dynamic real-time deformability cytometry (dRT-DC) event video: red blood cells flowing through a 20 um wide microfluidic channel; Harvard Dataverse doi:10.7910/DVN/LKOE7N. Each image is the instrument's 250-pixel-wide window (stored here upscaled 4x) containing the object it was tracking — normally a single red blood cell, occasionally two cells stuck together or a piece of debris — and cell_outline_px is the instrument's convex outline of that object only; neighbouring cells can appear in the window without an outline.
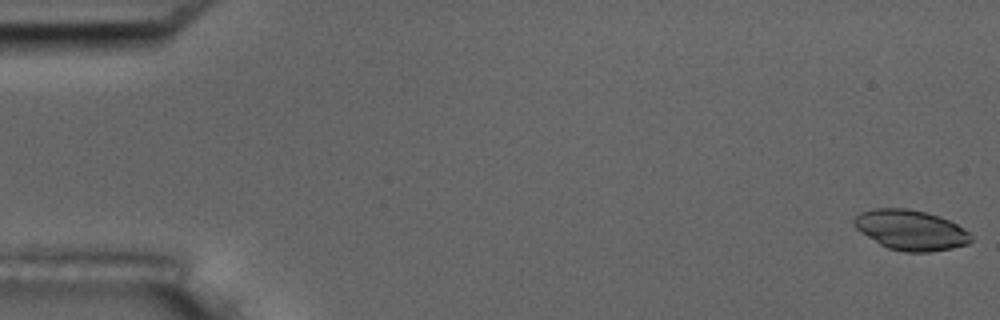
{"species": "common noctule bat (a hibernating species)", "species_latin": "Nyctalus noctula", "temperature_condition": "room temperature", "stored_images_in_passage": 7, "camera_frame_rate_fps": 3000, "um_per_image_px": 0.085, "animal": {"sex": "male", "body_mass_g": 17.5, "forearm_length_mm": 52.3}, "frame": {"image": 1, "passage_image": 1, "time_ms": 0.0, "image_size_px": [1000, 320], "cell_outline_px": [[972, 240], [968, 244], [952, 248], [928, 252], [904, 252], [888, 248], [880, 244], [860, 232], [852, 224], [852, 220], [860, 212], [876, 208], [908, 208], [940, 216], [956, 224], [968, 232], [972, 236]], "centroid_in_image_um": [77.39, 19.55], "position_along_channel_um": 7.6, "area_um2": 27.34}}